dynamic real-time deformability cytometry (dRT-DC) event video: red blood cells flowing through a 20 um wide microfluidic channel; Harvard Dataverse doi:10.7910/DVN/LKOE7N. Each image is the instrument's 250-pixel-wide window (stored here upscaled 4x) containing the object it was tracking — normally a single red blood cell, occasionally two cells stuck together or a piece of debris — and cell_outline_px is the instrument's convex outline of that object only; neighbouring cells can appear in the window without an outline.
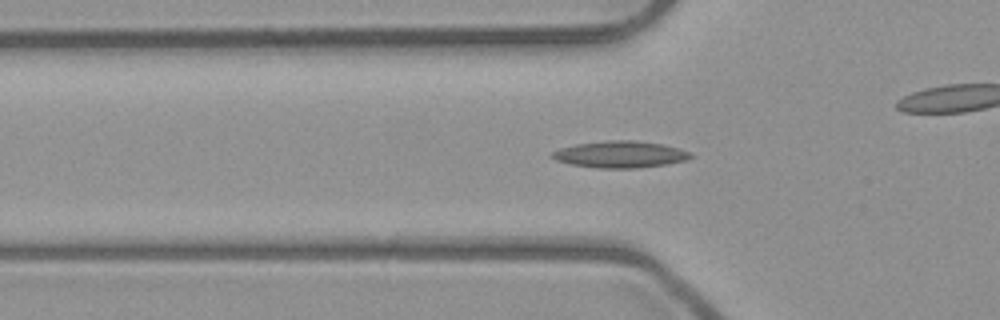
{"species": "common noctule bat (a hibernating species)", "species_latin": "Nyctalus noctula", "temperature_condition": "room temperature", "stored_images_in_passage": 42, "camera_frame_rate_fps": 3000, "um_per_image_px": 0.085, "animal": {"sex": "male", "body_mass_g": 23.1, "forearm_length_mm": 52.7}, "frame": {"image": 1, "passage_image": 7, "time_ms": 2.0, "image_size_px": [1000, 320], "cell_outline_px": [[696, 156], [688, 160], [668, 164], [636, 168], [596, 168], [572, 164], [556, 160], [552, 156], [552, 152], [560, 148], [576, 144], [608, 140], [632, 140], [660, 144], [676, 148], [688, 152]], "centroid_in_image_um": [52.74, 13.13], "position_along_channel_um": 73.1, "area_um2": 21.39}}
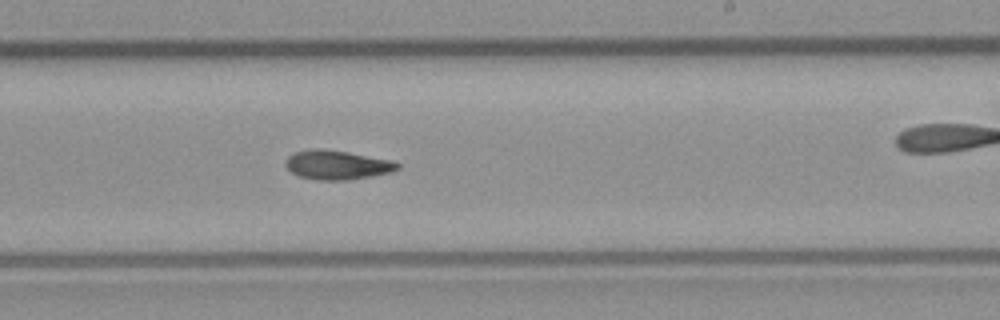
{"frame": {"image": 2, "passage_image": 21, "time_ms": 6.667, "image_size_px": [1000, 320], "cell_outline_px": [[400, 168], [392, 172], [372, 176], [348, 180], [316, 180], [300, 176], [292, 172], [284, 164], [284, 160], [288, 156], [296, 152], [312, 148], [320, 148], [348, 152], [392, 160], [400, 164]], "centroid_in_image_um": [28.66, 14.01], "position_along_channel_um": 260.3, "area_um2": 19.13}}
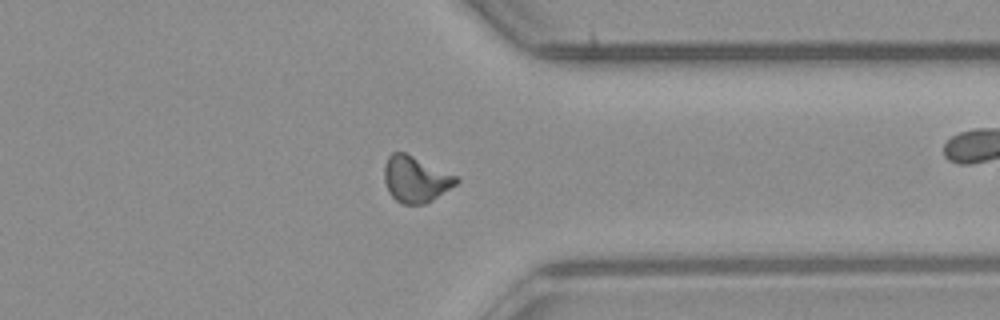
{"frame": {"image": 3, "passage_image": 30, "time_ms": 9.667, "image_size_px": [1000, 320], "cell_outline_px": [[460, 180], [456, 184], [432, 200], [424, 204], [404, 204], [396, 200], [388, 192], [384, 180], [384, 164], [388, 156], [392, 152], [404, 152], [456, 176]], "centroid_in_image_um": [35.28, 15.24], "position_along_channel_um": 376.1, "area_um2": 19.07}}